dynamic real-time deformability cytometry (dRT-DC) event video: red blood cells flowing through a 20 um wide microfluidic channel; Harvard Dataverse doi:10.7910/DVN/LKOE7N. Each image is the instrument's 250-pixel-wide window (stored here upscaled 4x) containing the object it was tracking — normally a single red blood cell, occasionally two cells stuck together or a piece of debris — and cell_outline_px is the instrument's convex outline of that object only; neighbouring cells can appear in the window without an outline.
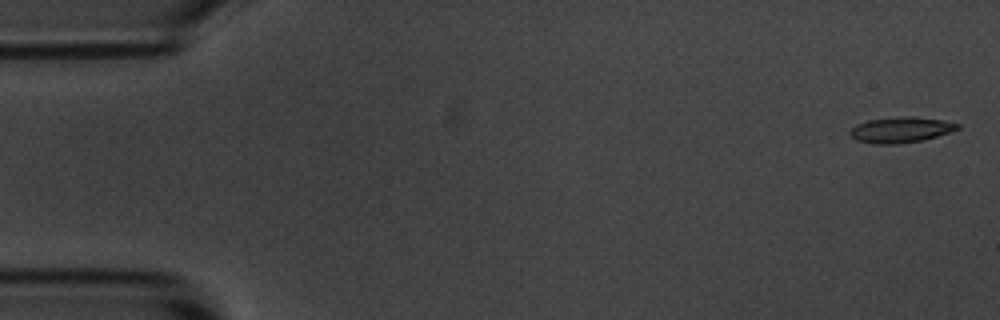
{"species": "common noctule bat (a hibernating species)", "species_latin": "Nyctalus noctula", "temperature_condition": "room temperature", "stored_images_in_passage": 5, "camera_frame_rate_fps": 3000, "um_per_image_px": 0.085, "animal": {"sex": "male", "body_mass_g": 20.1, "forearm_length_mm": 53.5}, "frame": {"image": 1, "passage_image": 1, "time_ms": 0.0, "image_size_px": [1000, 320], "cell_outline_px": [[960, 128], [936, 136], [920, 140], [896, 144], [876, 144], [856, 140], [848, 132], [856, 124], [868, 120], [904, 116], [912, 116], [940, 120], [960, 124]], "centroid_in_image_um": [76.52, 11.03], "position_along_channel_um": 8.5, "area_um2": 15.78}}
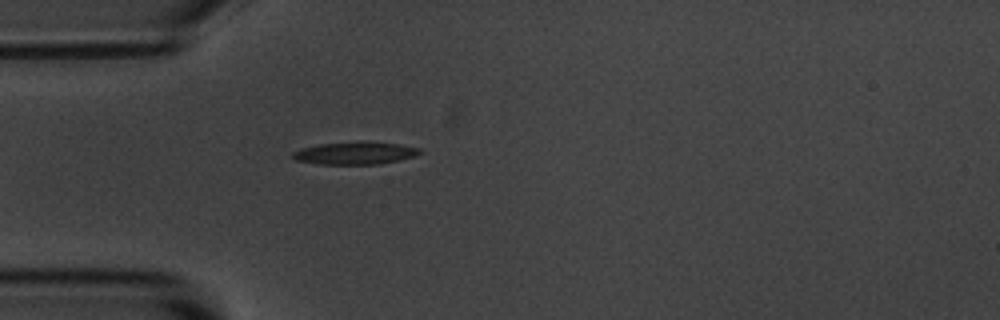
{"frame": {"image": 2, "passage_image": 5, "time_ms": 4.667, "image_size_px": [1000, 320], "cell_outline_px": [[424, 152], [416, 156], [380, 164], [316, 164], [296, 160], [292, 156], [292, 152], [300, 148], [320, 144], [396, 144], [420, 148]], "centroid_in_image_um": [30.16, 13.06], "position_along_channel_um": 54.8, "area_um2": 15.84}}